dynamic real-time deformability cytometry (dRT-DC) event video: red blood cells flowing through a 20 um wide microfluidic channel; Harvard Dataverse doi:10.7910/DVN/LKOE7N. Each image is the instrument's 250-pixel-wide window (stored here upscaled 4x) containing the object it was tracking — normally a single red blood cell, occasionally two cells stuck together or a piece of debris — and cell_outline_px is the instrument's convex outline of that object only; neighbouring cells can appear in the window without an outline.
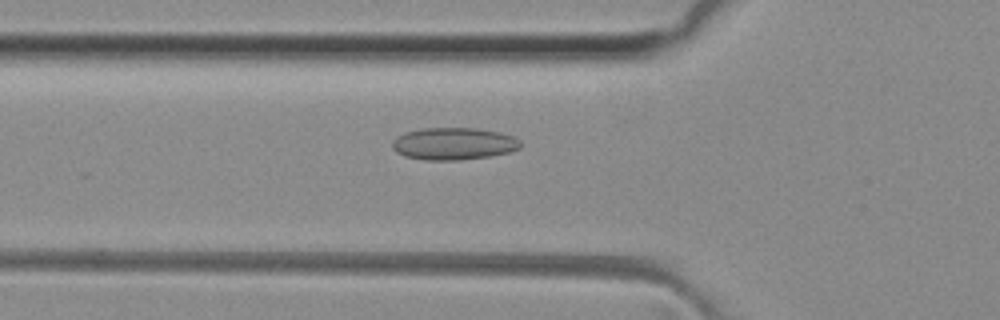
{"species": "common noctule bat (a hibernating species)", "species_latin": "Nyctalus noctula", "temperature_condition": "room temperature", "stored_images_in_passage": 43, "camera_frame_rate_fps": 3000, "um_per_image_px": 0.085, "animal": {"sex": "female", "body_mass_g": 29.2, "forearm_length_mm": 56.3}, "frame": {"image": 1, "passage_image": 10, "time_ms": 3.0, "image_size_px": [1000, 320], "cell_outline_px": [[520, 148], [508, 152], [488, 156], [460, 160], [428, 160], [404, 156], [396, 152], [392, 148], [392, 140], [396, 136], [404, 132], [424, 128], [476, 128], [500, 132], [512, 136], [520, 140]], "centroid_in_image_um": [38.52, 12.21], "position_along_channel_um": 87.3, "area_um2": 24.1}}
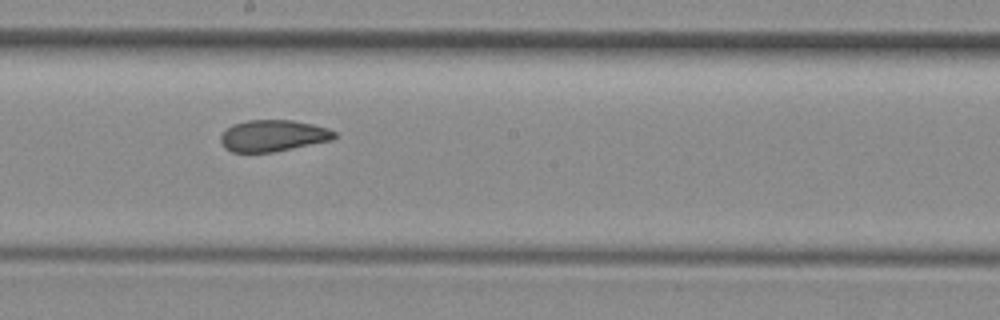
{"frame": {"image": 2, "passage_image": 20, "time_ms": 6.333, "image_size_px": [1000, 320], "cell_outline_px": [[336, 136], [332, 140], [272, 152], [232, 152], [224, 148], [220, 140], [220, 136], [232, 124], [248, 120], [292, 120], [312, 124], [328, 128], [336, 132]], "centroid_in_image_um": [23.2, 11.53], "position_along_channel_um": 225.0, "area_um2": 20.81}}
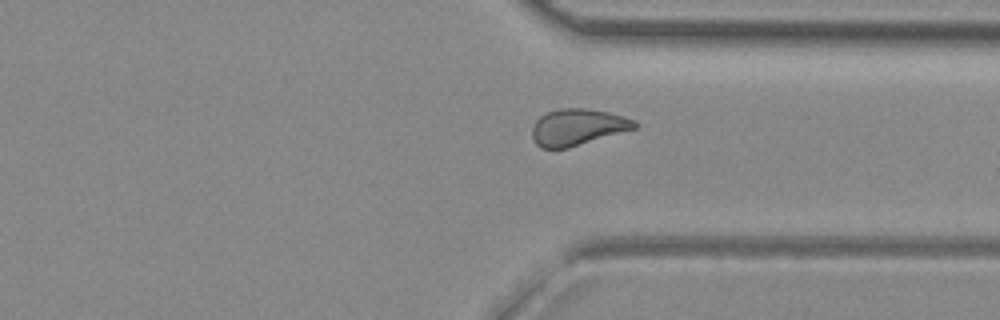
{"frame": {"image": 3, "passage_image": 30, "time_ms": 9.667, "image_size_px": [1000, 320], "cell_outline_px": [[636, 128], [568, 148], [540, 148], [536, 144], [532, 136], [532, 124], [540, 116], [548, 112], [560, 108], [588, 108], [608, 112], [624, 116], [632, 120], [636, 124]], "centroid_in_image_um": [49.05, 10.8], "position_along_channel_um": 362.3, "area_um2": 21.68}, "authors_computed_cell_mechanics": {"area_um2": 21.9062, "velocity_mm_per_s": 4.1209, "shape_relaxation_time_tau1_ms": null, "shape_relaxation_time_tau2_ms": 2.4394, "deformation_change_tau1": null, "deformation_change_tau2": 0.0923}}